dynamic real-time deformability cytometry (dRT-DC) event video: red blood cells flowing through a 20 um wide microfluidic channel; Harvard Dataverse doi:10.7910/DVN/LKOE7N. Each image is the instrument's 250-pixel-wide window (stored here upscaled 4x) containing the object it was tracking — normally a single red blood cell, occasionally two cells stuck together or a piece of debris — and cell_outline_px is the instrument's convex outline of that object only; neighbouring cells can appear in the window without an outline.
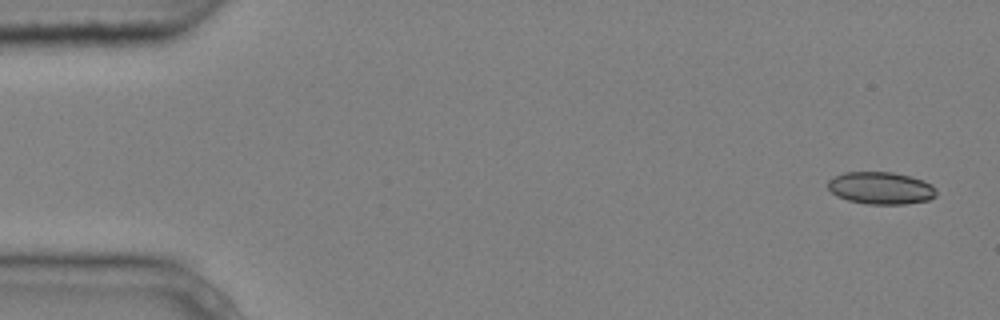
{"species": "common noctule bat (a hibernating species)", "species_latin": "Nyctalus noctula", "temperature_condition": "cold", "stored_images_in_passage": 4, "camera_frame_rate_fps": 3000, "um_per_image_px": 0.085, "animal": {"sex": "male", "body_mass_g": 20.4}, "frame": {"image": 1, "passage_image": 1, "time_ms": 0.0, "image_size_px": [1000, 320], "cell_outline_px": [[936, 196], [928, 200], [904, 204], [868, 204], [848, 200], [836, 196], [828, 188], [828, 180], [844, 172], [892, 172], [924, 180], [932, 184], [936, 188]], "centroid_in_image_um": [74.88, 15.98], "position_along_channel_um": 10.1, "area_um2": 20.4}}
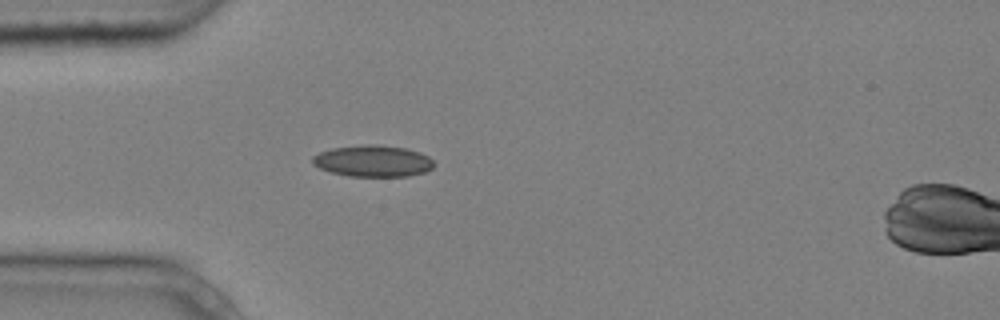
{"frame": {"image": 2, "passage_image": 4, "time_ms": 1.0, "image_size_px": [1000, 320], "cell_outline_px": [[432, 168], [424, 172], [408, 176], [348, 176], [332, 172], [320, 168], [312, 164], [312, 156], [320, 152], [332, 148], [364, 144], [376, 144], [404, 148], [420, 152], [428, 156], [432, 160]], "centroid_in_image_um": [31.67, 13.68], "position_along_channel_um": 53.3, "area_um2": 22.2}}